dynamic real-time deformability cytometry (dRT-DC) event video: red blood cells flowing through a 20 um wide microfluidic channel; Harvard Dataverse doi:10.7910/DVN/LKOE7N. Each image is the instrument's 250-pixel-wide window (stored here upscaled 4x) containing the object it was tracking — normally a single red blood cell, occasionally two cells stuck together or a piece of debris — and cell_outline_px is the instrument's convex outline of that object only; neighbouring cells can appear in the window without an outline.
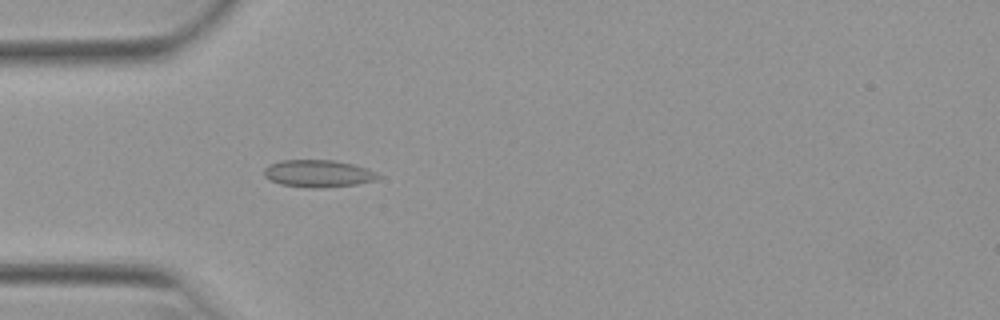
{"species": "Egyptian fruit bat (a non-hibernating species)", "species_latin": "Rousettus aegyptiacus", "temperature_condition": "warm", "stored_images_in_passage": 42, "camera_frame_rate_fps": 3000, "um_per_image_px": 0.085, "animal": {"sex": "female"}, "frame": {"image": 1, "passage_image": 5, "time_ms": 1.333, "image_size_px": [1000, 320], "cell_outline_px": [[380, 176], [376, 180], [356, 184], [320, 188], [308, 188], [280, 184], [268, 180], [264, 176], [264, 168], [268, 164], [280, 160], [336, 160], [368, 168], [376, 172]], "centroid_in_image_um": [27.01, 14.75], "position_along_channel_um": 58.0, "area_um2": 18.32}}
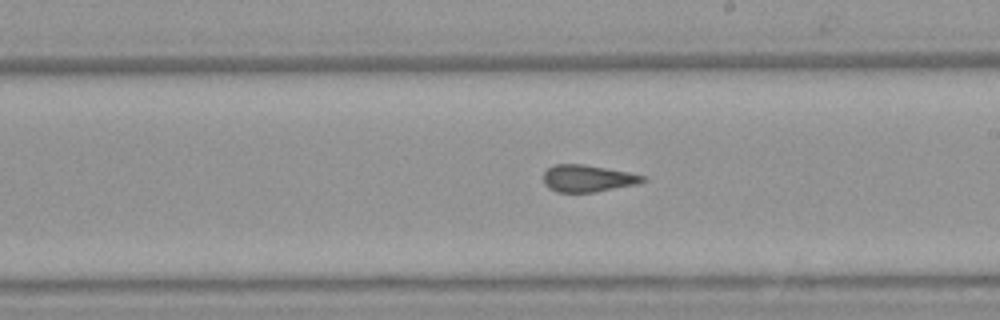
{"frame": {"image": 2, "passage_image": 19, "time_ms": 6.0, "image_size_px": [1000, 320], "cell_outline_px": [[648, 180], [640, 184], [596, 192], [556, 192], [548, 188], [544, 184], [544, 172], [552, 164], [584, 164], [628, 172], [648, 176]], "centroid_in_image_um": [50.0, 15.17], "position_along_channel_um": 239.0, "area_um2": 15.95}}
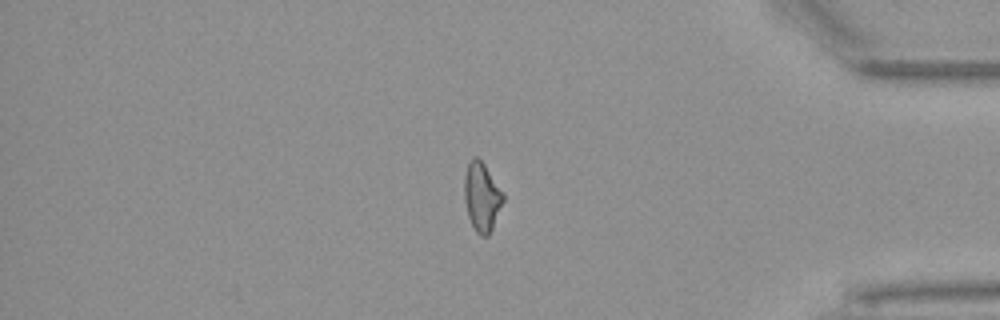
{"frame": {"image": 3, "passage_image": 33, "time_ms": 10.667, "image_size_px": [1000, 320], "cell_outline_px": [[504, 200], [492, 228], [488, 236], [480, 236], [476, 232], [468, 216], [464, 196], [464, 176], [468, 160], [472, 156], [476, 156], [484, 164], [504, 196]], "centroid_in_image_um": [40.92, 16.72], "position_along_channel_um": 394.3, "area_um2": 15.37}}